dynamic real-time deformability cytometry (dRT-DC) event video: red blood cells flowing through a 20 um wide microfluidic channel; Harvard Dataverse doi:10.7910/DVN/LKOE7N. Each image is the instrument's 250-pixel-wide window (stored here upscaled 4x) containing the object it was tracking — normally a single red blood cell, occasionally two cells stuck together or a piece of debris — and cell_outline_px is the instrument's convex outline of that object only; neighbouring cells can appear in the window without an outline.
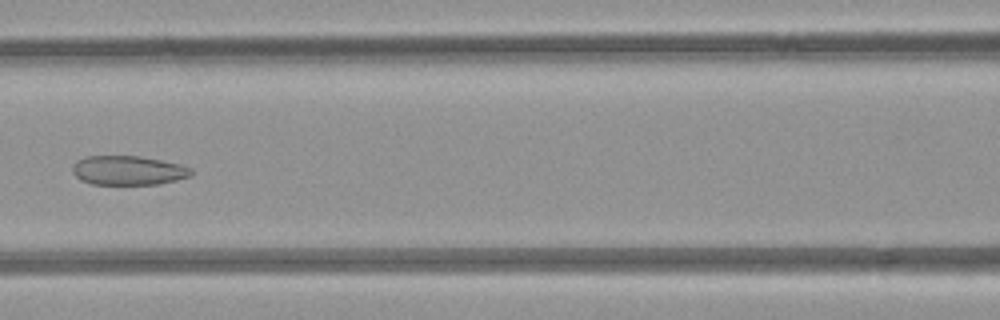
{"species": "common noctule bat (a hibernating species)", "species_latin": "Nyctalus noctula", "temperature_condition": "room temperature", "stored_images_in_passage": 7, "camera_frame_rate_fps": 3000, "um_per_image_px": 0.085, "animal": {"sex": "female", "body_mass_g": 21.9}, "frame": {"image": 1, "passage_image": 7, "time_ms": 7.0, "image_size_px": [1000, 320], "cell_outline_px": [[192, 176], [176, 180], [156, 184], [92, 184], [80, 180], [72, 172], [72, 164], [76, 160], [88, 156], [140, 156], [180, 164], [192, 168]], "centroid_in_image_um": [10.88, 14.48], "position_along_channel_um": 155.7, "area_um2": 20.29}}